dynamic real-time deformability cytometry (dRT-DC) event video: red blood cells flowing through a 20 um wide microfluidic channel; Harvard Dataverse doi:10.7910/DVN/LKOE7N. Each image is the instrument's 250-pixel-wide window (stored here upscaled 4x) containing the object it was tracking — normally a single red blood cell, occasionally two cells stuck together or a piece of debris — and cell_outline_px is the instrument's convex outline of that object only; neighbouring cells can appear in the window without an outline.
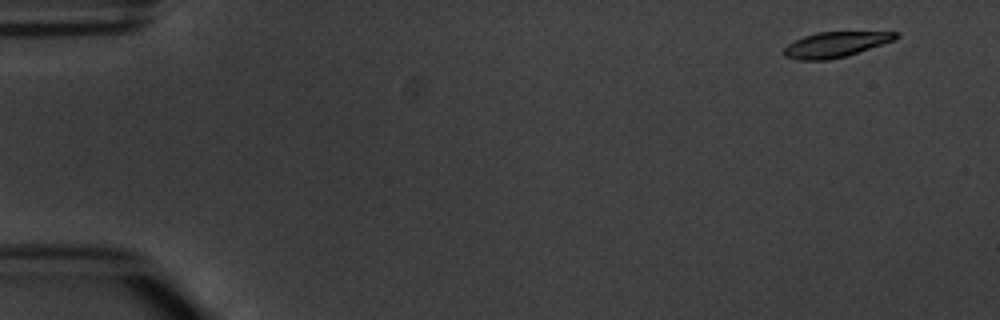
{"species": "common noctule bat (a hibernating species)", "species_latin": "Nyctalus noctula", "temperature_condition": "warm", "stored_images_in_passage": 5, "segment_of_instrument_passage": [1, 2], "camera_frame_rate_fps": 3000, "um_per_image_px": 0.085, "animal": {"sex": "male", "body_mass_g": 20.1, "forearm_length_mm": 53.5}, "frame": {"image": 1, "passage_image": 1, "time_ms": 0.0, "image_size_px": [1000, 320], "cell_outline_px": [[900, 36], [896, 40], [848, 56], [828, 60], [796, 60], [784, 56], [784, 48], [788, 44], [804, 36], [816, 32], [900, 32]], "centroid_in_image_um": [71.06, 3.79], "position_along_channel_um": 13.9, "area_um2": 16.7}}
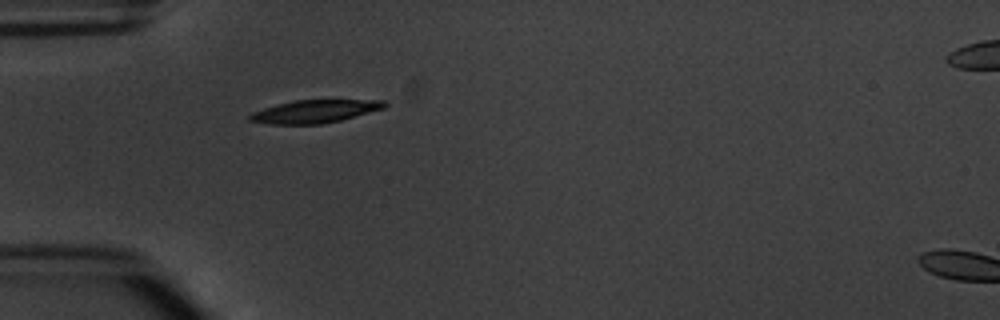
{"frame": {"image": 2, "passage_image": 4, "time_ms": 4.333, "image_size_px": [1000, 320], "cell_outline_px": [[388, 104], [384, 108], [340, 120], [320, 124], [268, 124], [248, 120], [248, 116], [252, 112], [264, 108], [296, 100], [384, 100]], "centroid_in_image_um": [26.75, 9.47], "position_along_channel_um": 58.3, "area_um2": 17.74}}